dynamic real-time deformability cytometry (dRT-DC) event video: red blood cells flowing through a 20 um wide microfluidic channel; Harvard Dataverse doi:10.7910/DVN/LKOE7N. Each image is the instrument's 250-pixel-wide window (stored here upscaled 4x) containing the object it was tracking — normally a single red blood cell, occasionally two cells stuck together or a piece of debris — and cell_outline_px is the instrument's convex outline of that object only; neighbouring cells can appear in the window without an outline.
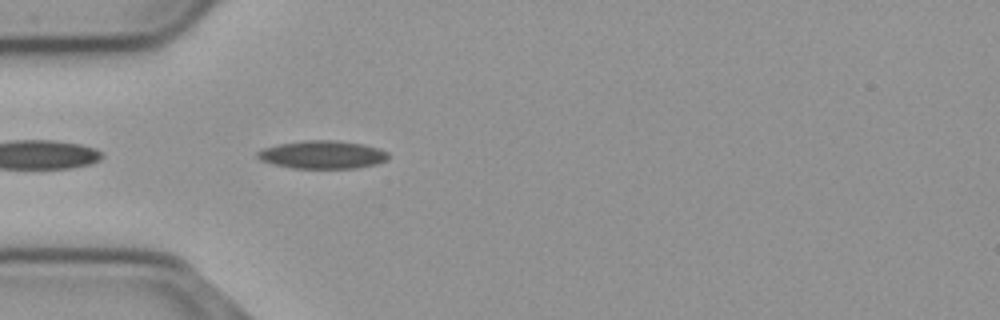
{"species": "common noctule bat (a hibernating species)", "species_latin": "Nyctalus noctula", "temperature_condition": "cold", "stored_images_in_passage": 42, "camera_frame_rate_fps": 3000, "um_per_image_px": 0.085, "animal": {"sex": "male", "body_mass_g": 23.1, "forearm_length_mm": 52.7}, "frame": {"image": 1, "passage_image": 2, "time_ms": 0.333, "image_size_px": [1000, 320], "cell_outline_px": [[388, 160], [376, 164], [356, 168], [292, 168], [260, 160], [256, 156], [256, 152], [264, 148], [280, 144], [304, 140], [336, 140], [364, 144], [380, 148], [388, 152]], "centroid_in_image_um": [27.45, 13.14], "position_along_channel_um": 57.6, "area_um2": 21.39}}
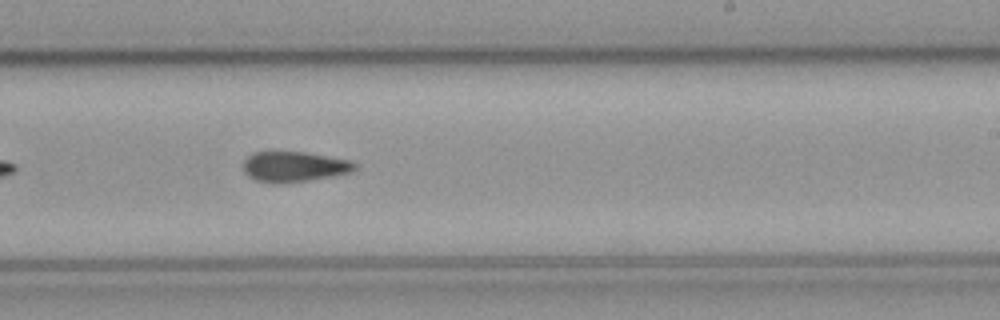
{"frame": {"image": 2, "passage_image": 19, "time_ms": 6.0, "image_size_px": [1000, 320], "cell_outline_px": [[356, 168], [352, 172], [332, 176], [284, 184], [272, 184], [256, 180], [248, 176], [244, 172], [244, 160], [248, 156], [256, 152], [304, 152], [352, 160], [356, 164]], "centroid_in_image_um": [25.01, 14.18], "position_along_channel_um": 264.0, "area_um2": 19.83}}
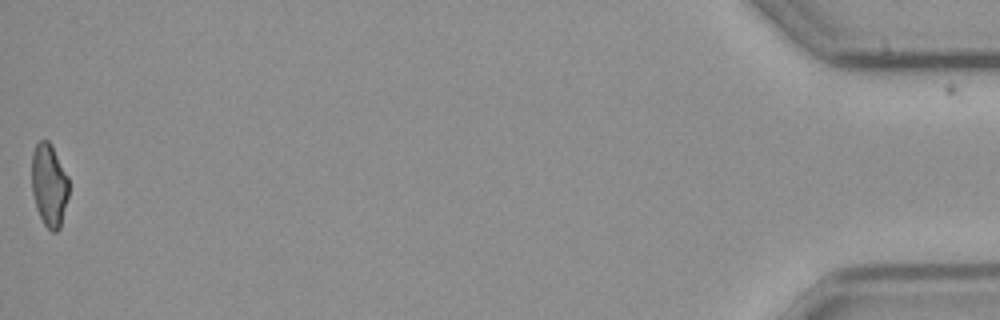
{"frame": {"image": 3, "passage_image": 41, "time_ms": 13.333, "image_size_px": [1000, 320], "cell_outline_px": [[68, 196], [60, 228], [56, 232], [52, 232], [44, 224], [36, 208], [32, 192], [32, 152], [36, 144], [40, 140], [48, 140], [52, 144], [68, 176]], "centroid_in_image_um": [4.17, 15.71], "position_along_channel_um": 431.0, "area_um2": 17.98}}